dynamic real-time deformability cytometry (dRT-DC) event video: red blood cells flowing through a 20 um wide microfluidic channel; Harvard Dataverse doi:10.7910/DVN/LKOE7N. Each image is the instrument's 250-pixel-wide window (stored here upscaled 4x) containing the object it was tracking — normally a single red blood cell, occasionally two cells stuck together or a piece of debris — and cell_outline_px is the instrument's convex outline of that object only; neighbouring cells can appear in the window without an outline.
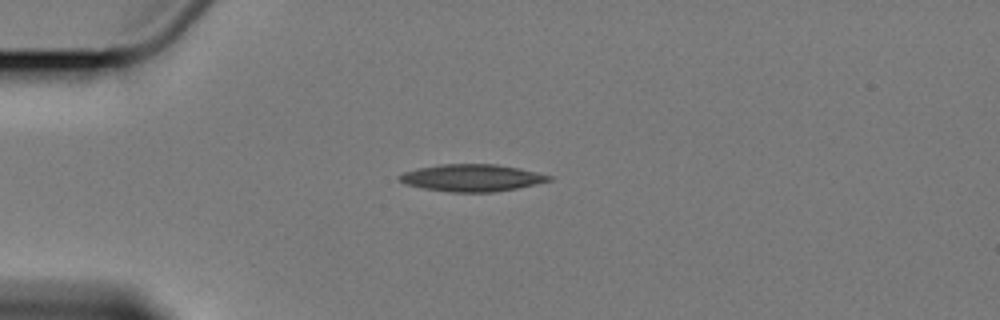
{"species": "Egyptian fruit bat (a non-hibernating species)", "species_latin": "Rousettus aegyptiacus", "temperature_condition": "cold", "stored_images_in_passage": 2, "camera_frame_rate_fps": 3000, "um_per_image_px": 0.085, "animal": {"sex": "female"}, "frame": {"image": 1, "passage_image": 2, "time_ms": 1.333, "image_size_px": [1000, 320], "cell_outline_px": [[552, 180], [516, 188], [492, 192], [452, 192], [424, 188], [408, 184], [400, 180], [396, 176], [404, 172], [420, 168], [440, 164], [496, 164], [520, 168], [552, 176]], "centroid_in_image_um": [40.12, 15.11], "position_along_channel_um": 44.9, "area_um2": 23.29}}